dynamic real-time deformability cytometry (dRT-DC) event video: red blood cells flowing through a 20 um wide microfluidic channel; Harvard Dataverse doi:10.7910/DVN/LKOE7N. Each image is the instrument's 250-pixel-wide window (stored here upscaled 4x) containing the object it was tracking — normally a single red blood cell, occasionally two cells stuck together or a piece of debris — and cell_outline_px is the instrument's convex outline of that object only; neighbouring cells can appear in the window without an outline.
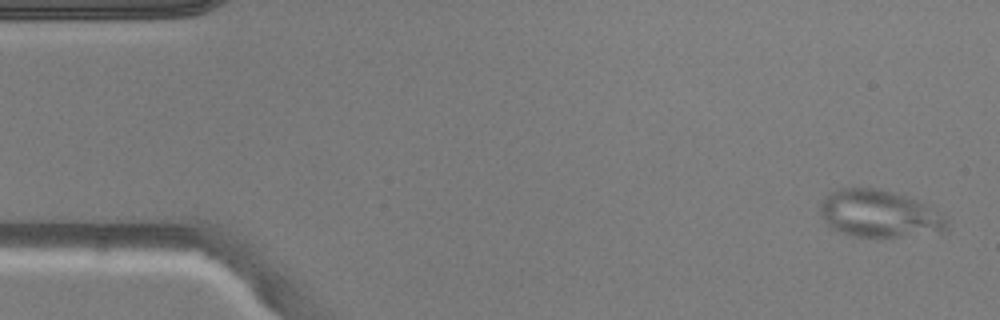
{"species": "common noctule bat (a hibernating species)", "species_latin": "Nyctalus noctula", "temperature_condition": "warm", "stored_images_in_passage": 4, "camera_frame_rate_fps": 3000, "um_per_image_px": 0.085, "animal": {"sex": "male", "body_mass_g": 20.5, "forearm_length_mm": 52.5}, "frame": {"image": 1, "passage_image": 1, "time_ms": 0.0, "image_size_px": [1000, 320], "cell_outline_px": [[948, 232], [900, 236], [852, 236], [828, 228], [820, 216], [820, 204], [832, 192], [840, 188], [880, 188], [916, 200], [924, 204], [948, 220]], "centroid_in_image_um": [74.71, 18.19], "position_along_channel_um": 10.3, "area_um2": 34.68}}